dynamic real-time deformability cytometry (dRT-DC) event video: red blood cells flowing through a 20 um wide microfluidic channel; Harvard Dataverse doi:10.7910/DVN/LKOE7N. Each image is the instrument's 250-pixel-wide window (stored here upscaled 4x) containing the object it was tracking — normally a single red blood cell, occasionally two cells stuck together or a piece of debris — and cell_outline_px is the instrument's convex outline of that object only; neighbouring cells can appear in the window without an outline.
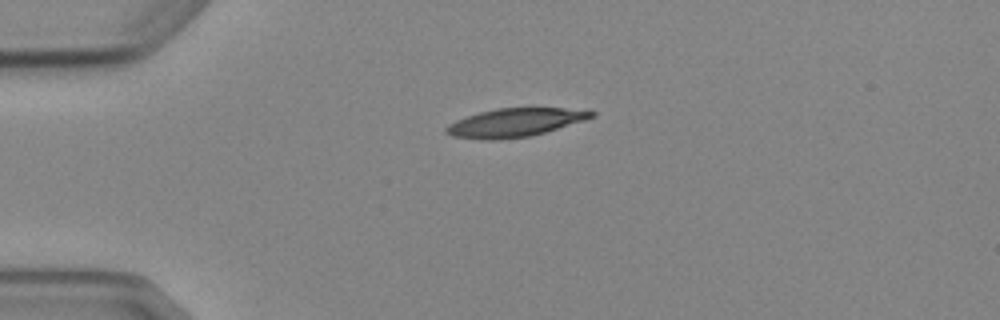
{"species": "Egyptian fruit bat (a non-hibernating species)", "species_latin": "Rousettus aegyptiacus", "temperature_condition": "cold", "stored_images_in_passage": 3, "camera_frame_rate_fps": 3000, "um_per_image_px": 0.085, "animal": {"sex": "female"}, "frame": {"image": 1, "passage_image": 1, "time_ms": 0.0, "image_size_px": [1000, 320], "cell_outline_px": [[596, 116], [584, 120], [544, 132], [528, 136], [500, 140], [484, 140], [452, 136], [444, 132], [444, 128], [448, 124], [456, 120], [480, 112], [496, 108], [592, 108], [596, 112]], "centroid_in_image_um": [43.81, 10.4], "position_along_channel_um": 41.2, "area_um2": 24.28}}
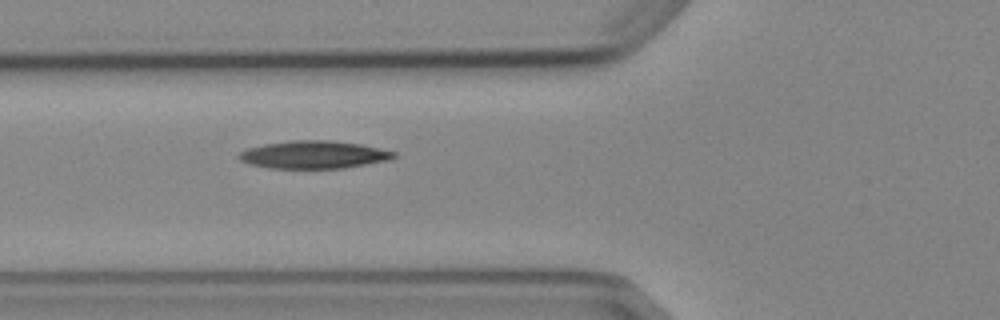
{"frame": {"image": 2, "passage_image": 3, "time_ms": 2.333, "image_size_px": [1000, 320], "cell_outline_px": [[396, 156], [392, 160], [344, 168], [272, 168], [248, 164], [240, 160], [236, 156], [240, 152], [248, 148], [264, 144], [292, 140], [332, 140], [360, 144], [380, 148], [396, 152]], "centroid_in_image_um": [26.69, 13.15], "position_along_channel_um": 99.1, "area_um2": 25.2}}